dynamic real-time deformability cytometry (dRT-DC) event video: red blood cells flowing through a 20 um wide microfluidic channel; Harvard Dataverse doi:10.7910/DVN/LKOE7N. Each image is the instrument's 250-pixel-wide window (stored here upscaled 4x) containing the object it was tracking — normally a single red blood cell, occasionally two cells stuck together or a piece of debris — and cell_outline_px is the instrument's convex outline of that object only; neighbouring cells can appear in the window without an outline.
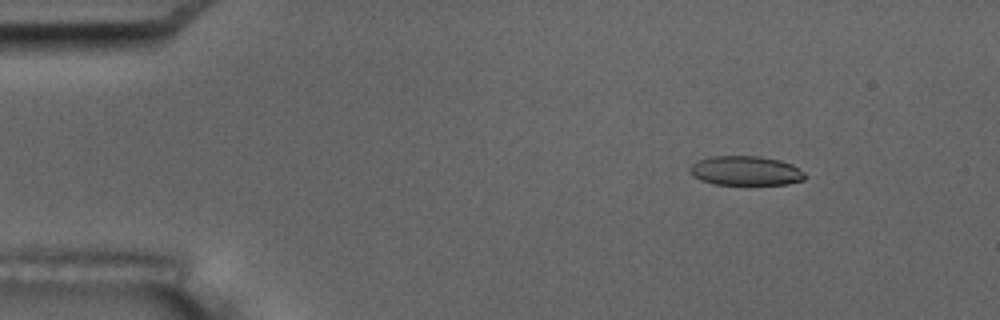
{"species": "common noctule bat (a hibernating species)", "species_latin": "Nyctalus noctula", "temperature_condition": "room temperature", "stored_images_in_passage": 5, "camera_frame_rate_fps": 3000, "um_per_image_px": 0.085, "animal": {"sex": "male", "body_mass_g": 17.5, "forearm_length_mm": 52.3}, "frame": {"image": 1, "passage_image": 3, "time_ms": 2.333, "image_size_px": [1000, 320], "cell_outline_px": [[808, 176], [804, 180], [788, 184], [712, 184], [700, 180], [692, 176], [688, 172], [688, 168], [696, 160], [712, 156], [760, 156], [780, 160], [792, 164], [804, 172]], "centroid_in_image_um": [63.36, 14.51], "position_along_channel_um": 21.6, "area_um2": 20.0}}